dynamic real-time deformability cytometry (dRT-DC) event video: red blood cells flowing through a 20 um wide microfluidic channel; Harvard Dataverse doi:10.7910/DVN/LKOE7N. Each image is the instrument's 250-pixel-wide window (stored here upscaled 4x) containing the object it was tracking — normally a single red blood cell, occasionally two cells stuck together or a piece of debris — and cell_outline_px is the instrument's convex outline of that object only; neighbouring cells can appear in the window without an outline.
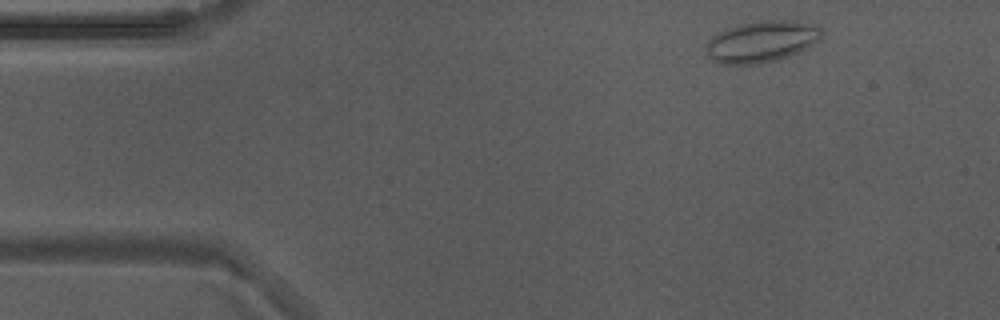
{"species": "Egyptian fruit bat (a non-hibernating species)", "species_latin": "Rousettus aegyptiacus", "temperature_condition": "warm", "stored_images_in_passage": 13, "camera_frame_rate_fps": 3000, "um_per_image_px": 0.085, "animal": {"sex": "male"}, "frame": {"image": 1, "passage_image": 1, "time_ms": 0.0, "image_size_px": [1000, 320], "cell_outline_px": [[824, 32], [812, 44], [780, 60], [756, 64], [720, 64], [712, 60], [708, 56], [704, 44], [712, 36], [728, 28], [740, 24], [760, 20], [796, 20], [816, 24]], "centroid_in_image_um": [64.71, 3.52], "position_along_channel_um": 20.3, "area_um2": 27.98}}